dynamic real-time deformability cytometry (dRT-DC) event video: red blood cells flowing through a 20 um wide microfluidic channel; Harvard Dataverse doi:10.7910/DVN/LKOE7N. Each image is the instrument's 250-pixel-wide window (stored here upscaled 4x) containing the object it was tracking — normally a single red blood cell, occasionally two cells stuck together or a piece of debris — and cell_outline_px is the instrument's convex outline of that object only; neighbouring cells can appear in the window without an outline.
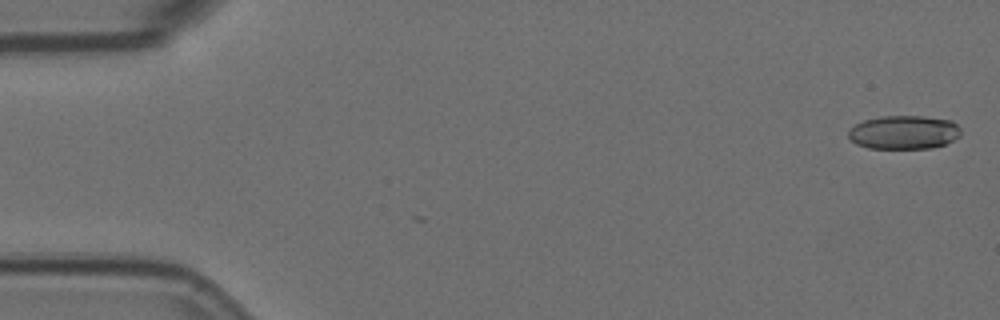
{"species": "Egyptian fruit bat (a non-hibernating species)", "species_latin": "Rousettus aegyptiacus", "temperature_condition": "room temperature", "stored_images_in_passage": 6, "camera_frame_rate_fps": 3000, "um_per_image_px": 0.085, "animal": {"sex": "female"}, "frame": {"image": 1, "passage_image": 1, "time_ms": 0.0, "image_size_px": [1000, 320], "cell_outline_px": [[960, 136], [944, 144], [932, 148], [868, 148], [856, 144], [848, 136], [848, 128], [864, 120], [880, 116], [924, 116], [952, 120], [960, 128]], "centroid_in_image_um": [76.82, 11.24], "position_along_channel_um": 8.2, "area_um2": 22.14}}
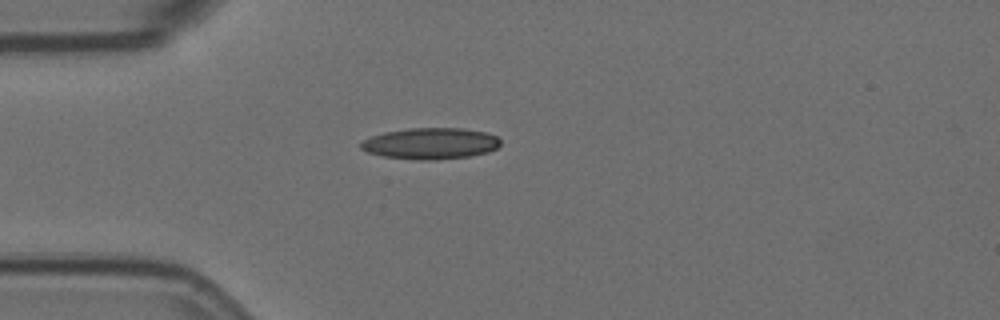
{"frame": {"image": 2, "passage_image": 5, "time_ms": 1.333, "image_size_px": [1000, 320], "cell_outline_px": [[500, 144], [496, 148], [488, 152], [468, 156], [436, 160], [416, 160], [384, 156], [368, 152], [360, 148], [360, 144], [364, 140], [372, 136], [384, 132], [408, 128], [464, 128], [484, 132], [496, 136], [500, 140]], "centroid_in_image_um": [36.59, 12.19], "position_along_channel_um": 48.4, "area_um2": 25.37}}